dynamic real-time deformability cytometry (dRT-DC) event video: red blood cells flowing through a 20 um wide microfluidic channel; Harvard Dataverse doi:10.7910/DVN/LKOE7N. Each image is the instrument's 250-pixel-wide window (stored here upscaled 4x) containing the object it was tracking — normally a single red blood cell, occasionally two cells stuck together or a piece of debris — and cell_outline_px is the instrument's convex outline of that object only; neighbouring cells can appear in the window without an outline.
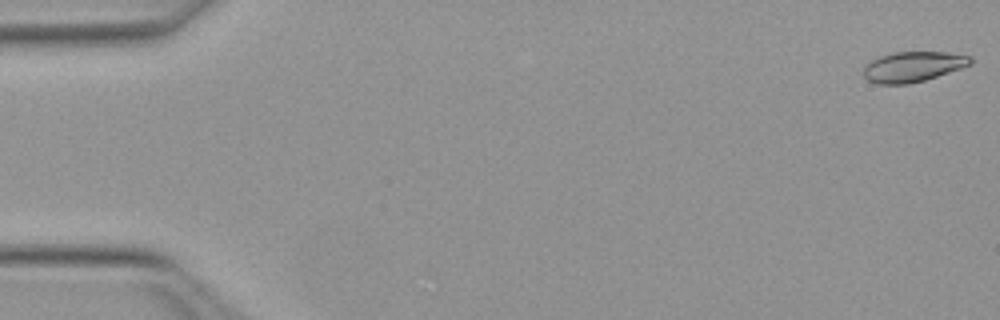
{"species": "Egyptian fruit bat (a non-hibernating species)", "species_latin": "Rousettus aegyptiacus", "temperature_condition": "warm", "stored_images_in_passage": 51, "camera_frame_rate_fps": 3000, "um_per_image_px": 0.085, "animal": {"sex": "female"}, "frame": {"image": 1, "passage_image": 1, "time_ms": 0.0, "image_size_px": [1000, 320], "cell_outline_px": [[972, 64], [924, 80], [908, 84], [880, 84], [868, 80], [864, 76], [864, 68], [872, 60], [880, 56], [892, 52], [948, 52], [972, 56]], "centroid_in_image_um": [77.62, 5.66], "position_along_channel_um": 7.4, "area_um2": 18.67}}
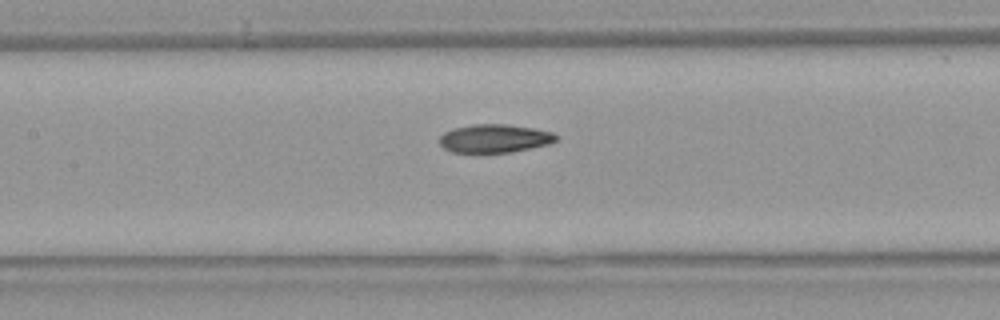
{"frame": {"image": 2, "passage_image": 24, "time_ms": 7.667, "image_size_px": [1000, 320], "cell_outline_px": [[556, 140], [548, 144], [512, 152], [452, 152], [444, 148], [440, 144], [440, 136], [444, 132], [452, 128], [472, 124], [508, 124], [536, 128], [552, 132], [556, 136]], "centroid_in_image_um": [42.02, 11.75], "position_along_channel_um": 165.4, "area_um2": 19.25}}
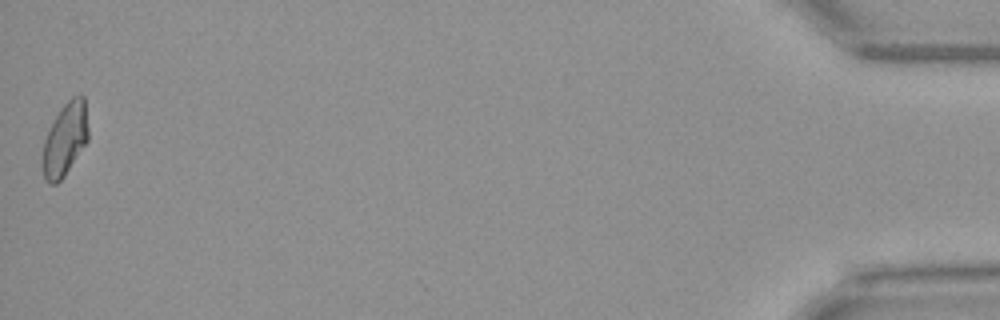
{"frame": {"image": 3, "passage_image": 51, "time_ms": 16.667, "image_size_px": [1000, 320], "cell_outline_px": [[88, 140], [64, 176], [56, 184], [48, 184], [44, 180], [40, 164], [40, 160], [44, 140], [60, 108], [72, 96], [80, 92], [84, 96], [88, 128]], "centroid_in_image_um": [5.5, 11.86], "position_along_channel_um": 429.7, "area_um2": 19.77}, "authors_computed_cell_mechanics": {"area_um2": 19.5942, "velocity_mm_per_s": 4.0257, "shape_relaxation_time_tau1_ms": 9.504, "shape_relaxation_time_tau2_ms": 2.5905, "deformation_change_tau1": 0.2148, "deformation_change_tau2": 0.0818}}